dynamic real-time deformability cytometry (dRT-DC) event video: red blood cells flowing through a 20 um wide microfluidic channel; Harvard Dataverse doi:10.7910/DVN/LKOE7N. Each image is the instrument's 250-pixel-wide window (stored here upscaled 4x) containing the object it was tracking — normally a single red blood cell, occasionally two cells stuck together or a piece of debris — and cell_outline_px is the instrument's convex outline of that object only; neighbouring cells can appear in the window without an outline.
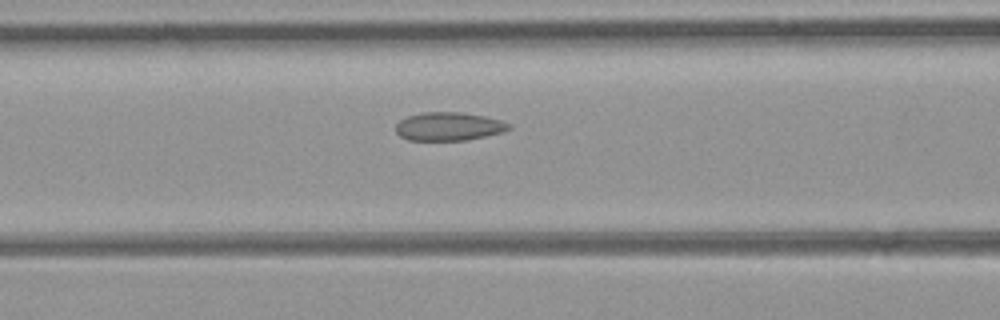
{"species": "common noctule bat (a hibernating species)", "species_latin": "Nyctalus noctula", "temperature_condition": "room temperature", "stored_images_in_passage": 32, "camera_frame_rate_fps": 3000, "um_per_image_px": 0.085, "animal": {"sex": "female", "body_mass_g": 21.9}, "frame": {"image": 1, "passage_image": 14, "time_ms": 4.333, "image_size_px": [1000, 320], "cell_outline_px": [[512, 128], [504, 132], [464, 140], [408, 140], [400, 136], [396, 132], [396, 124], [400, 120], [408, 116], [424, 112], [460, 112], [484, 116], [500, 120], [508, 124]], "centroid_in_image_um": [38.13, 10.74], "position_along_channel_um": 128.5, "area_um2": 18.55}}
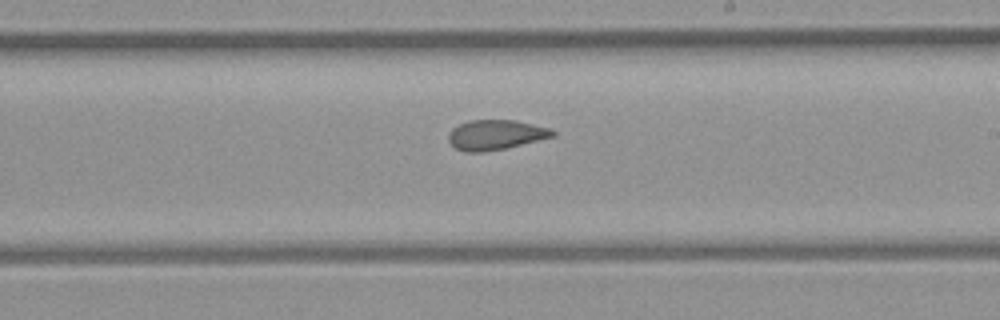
{"frame": {"image": 2, "passage_image": 22, "time_ms": 7.0, "image_size_px": [1000, 320], "cell_outline_px": [[556, 136], [504, 148], [484, 152], [464, 152], [456, 148], [448, 140], [448, 132], [452, 128], [468, 120], [516, 120], [552, 128], [556, 132]], "centroid_in_image_um": [42.14, 11.45], "position_along_channel_um": 246.9, "area_um2": 18.26}}
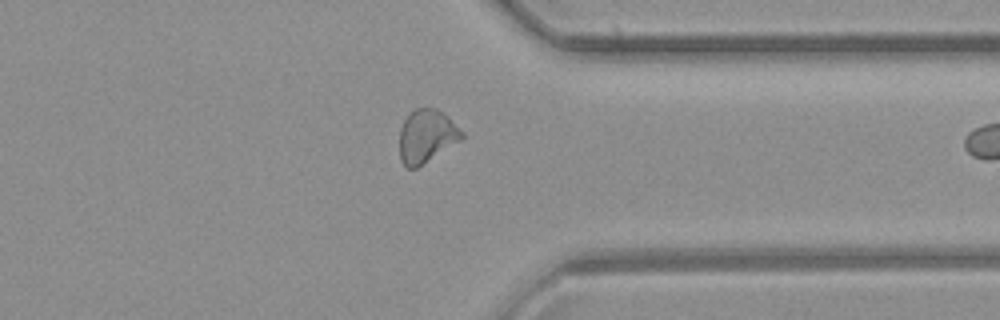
{"frame": {"image": 3, "passage_image": 31, "time_ms": 10.0, "image_size_px": [1000, 320], "cell_outline_px": [[464, 140], [416, 168], [404, 168], [400, 160], [400, 128], [404, 120], [416, 108], [436, 108], [448, 116], [464, 132]], "centroid_in_image_um": [36.29, 11.6], "position_along_channel_um": 375.1, "area_um2": 19.59}}